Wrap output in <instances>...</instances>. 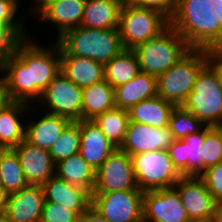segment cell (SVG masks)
I'll return each instance as SVG.
<instances>
[{
    "instance_id": "6da1fadb",
    "label": "cell",
    "mask_w": 222,
    "mask_h": 222,
    "mask_svg": "<svg viewBox=\"0 0 222 222\" xmlns=\"http://www.w3.org/2000/svg\"><path fill=\"white\" fill-rule=\"evenodd\" d=\"M30 38H25L18 45L16 53L2 69L11 100L32 105L61 72V57L57 42L51 48H45L37 41H30Z\"/></svg>"
},
{
    "instance_id": "7a4b0ae2",
    "label": "cell",
    "mask_w": 222,
    "mask_h": 222,
    "mask_svg": "<svg viewBox=\"0 0 222 222\" xmlns=\"http://www.w3.org/2000/svg\"><path fill=\"white\" fill-rule=\"evenodd\" d=\"M210 0H177L170 26L194 49L222 47V29Z\"/></svg>"
},
{
    "instance_id": "3957f363",
    "label": "cell",
    "mask_w": 222,
    "mask_h": 222,
    "mask_svg": "<svg viewBox=\"0 0 222 222\" xmlns=\"http://www.w3.org/2000/svg\"><path fill=\"white\" fill-rule=\"evenodd\" d=\"M60 55L86 57L104 65L123 49L118 28L95 29L75 27L56 39Z\"/></svg>"
},
{
    "instance_id": "277c9868",
    "label": "cell",
    "mask_w": 222,
    "mask_h": 222,
    "mask_svg": "<svg viewBox=\"0 0 222 222\" xmlns=\"http://www.w3.org/2000/svg\"><path fill=\"white\" fill-rule=\"evenodd\" d=\"M190 49L186 40L169 25L158 36L140 44L133 51L137 56L140 72L158 77Z\"/></svg>"
},
{
    "instance_id": "5b68a950",
    "label": "cell",
    "mask_w": 222,
    "mask_h": 222,
    "mask_svg": "<svg viewBox=\"0 0 222 222\" xmlns=\"http://www.w3.org/2000/svg\"><path fill=\"white\" fill-rule=\"evenodd\" d=\"M206 64L205 49L191 48L176 64L157 77V96L176 106L182 105Z\"/></svg>"
},
{
    "instance_id": "8992f818",
    "label": "cell",
    "mask_w": 222,
    "mask_h": 222,
    "mask_svg": "<svg viewBox=\"0 0 222 222\" xmlns=\"http://www.w3.org/2000/svg\"><path fill=\"white\" fill-rule=\"evenodd\" d=\"M182 106L203 125L222 126V85L208 63L200 70L192 91Z\"/></svg>"
},
{
    "instance_id": "52a82bcc",
    "label": "cell",
    "mask_w": 222,
    "mask_h": 222,
    "mask_svg": "<svg viewBox=\"0 0 222 222\" xmlns=\"http://www.w3.org/2000/svg\"><path fill=\"white\" fill-rule=\"evenodd\" d=\"M170 21L156 10L123 3L118 30L124 49H135L162 33Z\"/></svg>"
},
{
    "instance_id": "ba28073f",
    "label": "cell",
    "mask_w": 222,
    "mask_h": 222,
    "mask_svg": "<svg viewBox=\"0 0 222 222\" xmlns=\"http://www.w3.org/2000/svg\"><path fill=\"white\" fill-rule=\"evenodd\" d=\"M138 188L142 191L173 187L182 174L173 165L167 150L131 156Z\"/></svg>"
},
{
    "instance_id": "9c48e42d",
    "label": "cell",
    "mask_w": 222,
    "mask_h": 222,
    "mask_svg": "<svg viewBox=\"0 0 222 222\" xmlns=\"http://www.w3.org/2000/svg\"><path fill=\"white\" fill-rule=\"evenodd\" d=\"M143 194L140 189L92 193L91 206L109 222H143Z\"/></svg>"
},
{
    "instance_id": "30bf717a",
    "label": "cell",
    "mask_w": 222,
    "mask_h": 222,
    "mask_svg": "<svg viewBox=\"0 0 222 222\" xmlns=\"http://www.w3.org/2000/svg\"><path fill=\"white\" fill-rule=\"evenodd\" d=\"M82 93V88L60 72L48 84L37 102L44 105L46 110H42L45 112L79 121L82 120Z\"/></svg>"
},
{
    "instance_id": "8fae6325",
    "label": "cell",
    "mask_w": 222,
    "mask_h": 222,
    "mask_svg": "<svg viewBox=\"0 0 222 222\" xmlns=\"http://www.w3.org/2000/svg\"><path fill=\"white\" fill-rule=\"evenodd\" d=\"M139 189L131 156L115 150L96 171V183L92 193H107Z\"/></svg>"
},
{
    "instance_id": "7c38bea8",
    "label": "cell",
    "mask_w": 222,
    "mask_h": 222,
    "mask_svg": "<svg viewBox=\"0 0 222 222\" xmlns=\"http://www.w3.org/2000/svg\"><path fill=\"white\" fill-rule=\"evenodd\" d=\"M189 217L174 187L144 191L143 222H188Z\"/></svg>"
},
{
    "instance_id": "4fadbf2b",
    "label": "cell",
    "mask_w": 222,
    "mask_h": 222,
    "mask_svg": "<svg viewBox=\"0 0 222 222\" xmlns=\"http://www.w3.org/2000/svg\"><path fill=\"white\" fill-rule=\"evenodd\" d=\"M174 140L168 126L156 128L143 123L129 121L124 143L119 149L132 156L142 152L167 150Z\"/></svg>"
},
{
    "instance_id": "5bb4252c",
    "label": "cell",
    "mask_w": 222,
    "mask_h": 222,
    "mask_svg": "<svg viewBox=\"0 0 222 222\" xmlns=\"http://www.w3.org/2000/svg\"><path fill=\"white\" fill-rule=\"evenodd\" d=\"M173 187L177 190L189 219L211 217L219 207L199 176H182Z\"/></svg>"
},
{
    "instance_id": "9a60e30c",
    "label": "cell",
    "mask_w": 222,
    "mask_h": 222,
    "mask_svg": "<svg viewBox=\"0 0 222 222\" xmlns=\"http://www.w3.org/2000/svg\"><path fill=\"white\" fill-rule=\"evenodd\" d=\"M206 136V126L184 139L174 140L167 149L169 157L182 176H200L203 173L201 148Z\"/></svg>"
},
{
    "instance_id": "2e32d148",
    "label": "cell",
    "mask_w": 222,
    "mask_h": 222,
    "mask_svg": "<svg viewBox=\"0 0 222 222\" xmlns=\"http://www.w3.org/2000/svg\"><path fill=\"white\" fill-rule=\"evenodd\" d=\"M17 155L24 177L29 185H43L55 176V163L49 150L31 145L23 140L13 148Z\"/></svg>"
},
{
    "instance_id": "e0dca14e",
    "label": "cell",
    "mask_w": 222,
    "mask_h": 222,
    "mask_svg": "<svg viewBox=\"0 0 222 222\" xmlns=\"http://www.w3.org/2000/svg\"><path fill=\"white\" fill-rule=\"evenodd\" d=\"M44 201L42 185H28L8 195L5 214L12 222H39Z\"/></svg>"
},
{
    "instance_id": "ac0fdd59",
    "label": "cell",
    "mask_w": 222,
    "mask_h": 222,
    "mask_svg": "<svg viewBox=\"0 0 222 222\" xmlns=\"http://www.w3.org/2000/svg\"><path fill=\"white\" fill-rule=\"evenodd\" d=\"M82 158L97 171L116 148L92 120H80Z\"/></svg>"
},
{
    "instance_id": "d6986e66",
    "label": "cell",
    "mask_w": 222,
    "mask_h": 222,
    "mask_svg": "<svg viewBox=\"0 0 222 222\" xmlns=\"http://www.w3.org/2000/svg\"><path fill=\"white\" fill-rule=\"evenodd\" d=\"M45 200L76 211L80 216L91 206L92 193L53 176L42 185Z\"/></svg>"
},
{
    "instance_id": "ffe728a7",
    "label": "cell",
    "mask_w": 222,
    "mask_h": 222,
    "mask_svg": "<svg viewBox=\"0 0 222 222\" xmlns=\"http://www.w3.org/2000/svg\"><path fill=\"white\" fill-rule=\"evenodd\" d=\"M85 4L86 0H56L37 16L40 22H52L57 26L58 39L66 31L81 25Z\"/></svg>"
},
{
    "instance_id": "44dd1931",
    "label": "cell",
    "mask_w": 222,
    "mask_h": 222,
    "mask_svg": "<svg viewBox=\"0 0 222 222\" xmlns=\"http://www.w3.org/2000/svg\"><path fill=\"white\" fill-rule=\"evenodd\" d=\"M39 118L25 123L28 124L25 126V140L33 146L50 150L72 120L48 112Z\"/></svg>"
},
{
    "instance_id": "7402d4cb",
    "label": "cell",
    "mask_w": 222,
    "mask_h": 222,
    "mask_svg": "<svg viewBox=\"0 0 222 222\" xmlns=\"http://www.w3.org/2000/svg\"><path fill=\"white\" fill-rule=\"evenodd\" d=\"M60 57L61 72L82 89L105 79L103 63L73 55H60Z\"/></svg>"
},
{
    "instance_id": "603a6c76",
    "label": "cell",
    "mask_w": 222,
    "mask_h": 222,
    "mask_svg": "<svg viewBox=\"0 0 222 222\" xmlns=\"http://www.w3.org/2000/svg\"><path fill=\"white\" fill-rule=\"evenodd\" d=\"M115 107L129 110L138 102L157 96V77L140 72L127 83L114 88Z\"/></svg>"
},
{
    "instance_id": "cb8c5ba5",
    "label": "cell",
    "mask_w": 222,
    "mask_h": 222,
    "mask_svg": "<svg viewBox=\"0 0 222 222\" xmlns=\"http://www.w3.org/2000/svg\"><path fill=\"white\" fill-rule=\"evenodd\" d=\"M29 107L28 103L13 101L0 110V149L14 148L25 140L26 124L20 117Z\"/></svg>"
},
{
    "instance_id": "d4e9b609",
    "label": "cell",
    "mask_w": 222,
    "mask_h": 222,
    "mask_svg": "<svg viewBox=\"0 0 222 222\" xmlns=\"http://www.w3.org/2000/svg\"><path fill=\"white\" fill-rule=\"evenodd\" d=\"M123 0H86L81 27L118 28Z\"/></svg>"
},
{
    "instance_id": "484cf974",
    "label": "cell",
    "mask_w": 222,
    "mask_h": 222,
    "mask_svg": "<svg viewBox=\"0 0 222 222\" xmlns=\"http://www.w3.org/2000/svg\"><path fill=\"white\" fill-rule=\"evenodd\" d=\"M176 105L159 96L143 100L127 110L130 121L143 123L156 128L169 124L172 110Z\"/></svg>"
},
{
    "instance_id": "4316f807",
    "label": "cell",
    "mask_w": 222,
    "mask_h": 222,
    "mask_svg": "<svg viewBox=\"0 0 222 222\" xmlns=\"http://www.w3.org/2000/svg\"><path fill=\"white\" fill-rule=\"evenodd\" d=\"M55 176L71 185L89 190L91 193L96 183V171L79 153L56 163Z\"/></svg>"
},
{
    "instance_id": "83f0119b",
    "label": "cell",
    "mask_w": 222,
    "mask_h": 222,
    "mask_svg": "<svg viewBox=\"0 0 222 222\" xmlns=\"http://www.w3.org/2000/svg\"><path fill=\"white\" fill-rule=\"evenodd\" d=\"M115 108L114 87L105 79L83 88L82 120H92L97 115Z\"/></svg>"
},
{
    "instance_id": "f1b7e54d",
    "label": "cell",
    "mask_w": 222,
    "mask_h": 222,
    "mask_svg": "<svg viewBox=\"0 0 222 222\" xmlns=\"http://www.w3.org/2000/svg\"><path fill=\"white\" fill-rule=\"evenodd\" d=\"M105 80L114 88L129 82L140 73L136 54L131 49H123L104 65Z\"/></svg>"
},
{
    "instance_id": "f546056e",
    "label": "cell",
    "mask_w": 222,
    "mask_h": 222,
    "mask_svg": "<svg viewBox=\"0 0 222 222\" xmlns=\"http://www.w3.org/2000/svg\"><path fill=\"white\" fill-rule=\"evenodd\" d=\"M92 121L116 148L121 147L130 121L126 110L115 107L97 115Z\"/></svg>"
},
{
    "instance_id": "4dcf8cb0",
    "label": "cell",
    "mask_w": 222,
    "mask_h": 222,
    "mask_svg": "<svg viewBox=\"0 0 222 222\" xmlns=\"http://www.w3.org/2000/svg\"><path fill=\"white\" fill-rule=\"evenodd\" d=\"M0 178L3 191L8 195L29 185L24 177L18 155L13 148L0 149Z\"/></svg>"
},
{
    "instance_id": "1f68e13d",
    "label": "cell",
    "mask_w": 222,
    "mask_h": 222,
    "mask_svg": "<svg viewBox=\"0 0 222 222\" xmlns=\"http://www.w3.org/2000/svg\"><path fill=\"white\" fill-rule=\"evenodd\" d=\"M80 141V120L72 121L49 150L54 163L79 153Z\"/></svg>"
},
{
    "instance_id": "d6a6232c",
    "label": "cell",
    "mask_w": 222,
    "mask_h": 222,
    "mask_svg": "<svg viewBox=\"0 0 222 222\" xmlns=\"http://www.w3.org/2000/svg\"><path fill=\"white\" fill-rule=\"evenodd\" d=\"M168 127L175 140L184 139L189 134L197 133L204 125L182 105L172 110Z\"/></svg>"
},
{
    "instance_id": "836d02e7",
    "label": "cell",
    "mask_w": 222,
    "mask_h": 222,
    "mask_svg": "<svg viewBox=\"0 0 222 222\" xmlns=\"http://www.w3.org/2000/svg\"><path fill=\"white\" fill-rule=\"evenodd\" d=\"M203 172L222 162V126H206V136L201 148Z\"/></svg>"
},
{
    "instance_id": "e575fe53",
    "label": "cell",
    "mask_w": 222,
    "mask_h": 222,
    "mask_svg": "<svg viewBox=\"0 0 222 222\" xmlns=\"http://www.w3.org/2000/svg\"><path fill=\"white\" fill-rule=\"evenodd\" d=\"M25 27H10L0 24V66L16 53L18 45L27 37Z\"/></svg>"
},
{
    "instance_id": "d590c367",
    "label": "cell",
    "mask_w": 222,
    "mask_h": 222,
    "mask_svg": "<svg viewBox=\"0 0 222 222\" xmlns=\"http://www.w3.org/2000/svg\"><path fill=\"white\" fill-rule=\"evenodd\" d=\"M80 215L58 203L44 201L41 222H78Z\"/></svg>"
},
{
    "instance_id": "8d00e7d4",
    "label": "cell",
    "mask_w": 222,
    "mask_h": 222,
    "mask_svg": "<svg viewBox=\"0 0 222 222\" xmlns=\"http://www.w3.org/2000/svg\"><path fill=\"white\" fill-rule=\"evenodd\" d=\"M199 177L205 182L214 201L222 206V162L206 169Z\"/></svg>"
},
{
    "instance_id": "74e56055",
    "label": "cell",
    "mask_w": 222,
    "mask_h": 222,
    "mask_svg": "<svg viewBox=\"0 0 222 222\" xmlns=\"http://www.w3.org/2000/svg\"><path fill=\"white\" fill-rule=\"evenodd\" d=\"M123 3L156 10L169 21L173 18L177 6V0H123Z\"/></svg>"
},
{
    "instance_id": "f35d334b",
    "label": "cell",
    "mask_w": 222,
    "mask_h": 222,
    "mask_svg": "<svg viewBox=\"0 0 222 222\" xmlns=\"http://www.w3.org/2000/svg\"><path fill=\"white\" fill-rule=\"evenodd\" d=\"M19 7L11 0H0V24L9 25L10 27H24L21 19H15Z\"/></svg>"
},
{
    "instance_id": "ab89813d",
    "label": "cell",
    "mask_w": 222,
    "mask_h": 222,
    "mask_svg": "<svg viewBox=\"0 0 222 222\" xmlns=\"http://www.w3.org/2000/svg\"><path fill=\"white\" fill-rule=\"evenodd\" d=\"M207 63L216 72L217 77L222 85V47L205 49Z\"/></svg>"
},
{
    "instance_id": "60d3db41",
    "label": "cell",
    "mask_w": 222,
    "mask_h": 222,
    "mask_svg": "<svg viewBox=\"0 0 222 222\" xmlns=\"http://www.w3.org/2000/svg\"><path fill=\"white\" fill-rule=\"evenodd\" d=\"M4 73L2 66H0V75ZM13 101L10 98L8 87L6 83L5 74L0 77V110L7 107Z\"/></svg>"
},
{
    "instance_id": "b9f144b4",
    "label": "cell",
    "mask_w": 222,
    "mask_h": 222,
    "mask_svg": "<svg viewBox=\"0 0 222 222\" xmlns=\"http://www.w3.org/2000/svg\"><path fill=\"white\" fill-rule=\"evenodd\" d=\"M78 222H109L96 209L90 206L79 218Z\"/></svg>"
},
{
    "instance_id": "7bdbcfd3",
    "label": "cell",
    "mask_w": 222,
    "mask_h": 222,
    "mask_svg": "<svg viewBox=\"0 0 222 222\" xmlns=\"http://www.w3.org/2000/svg\"><path fill=\"white\" fill-rule=\"evenodd\" d=\"M35 2V6H34V10L32 9L31 12L32 14H34L35 16H37L48 4H50L53 1L56 0H34Z\"/></svg>"
},
{
    "instance_id": "ee69618b",
    "label": "cell",
    "mask_w": 222,
    "mask_h": 222,
    "mask_svg": "<svg viewBox=\"0 0 222 222\" xmlns=\"http://www.w3.org/2000/svg\"><path fill=\"white\" fill-rule=\"evenodd\" d=\"M7 201H8V194L4 191H0V215L6 213Z\"/></svg>"
},
{
    "instance_id": "f6af8a7d",
    "label": "cell",
    "mask_w": 222,
    "mask_h": 222,
    "mask_svg": "<svg viewBox=\"0 0 222 222\" xmlns=\"http://www.w3.org/2000/svg\"><path fill=\"white\" fill-rule=\"evenodd\" d=\"M211 222H222V206H219L210 217Z\"/></svg>"
},
{
    "instance_id": "bcb514c9",
    "label": "cell",
    "mask_w": 222,
    "mask_h": 222,
    "mask_svg": "<svg viewBox=\"0 0 222 222\" xmlns=\"http://www.w3.org/2000/svg\"><path fill=\"white\" fill-rule=\"evenodd\" d=\"M214 12L218 17V20L220 22V27L222 29V4H213Z\"/></svg>"
},
{
    "instance_id": "7dc6e473",
    "label": "cell",
    "mask_w": 222,
    "mask_h": 222,
    "mask_svg": "<svg viewBox=\"0 0 222 222\" xmlns=\"http://www.w3.org/2000/svg\"><path fill=\"white\" fill-rule=\"evenodd\" d=\"M188 222H211L210 217L189 219Z\"/></svg>"
},
{
    "instance_id": "c3c4849f",
    "label": "cell",
    "mask_w": 222,
    "mask_h": 222,
    "mask_svg": "<svg viewBox=\"0 0 222 222\" xmlns=\"http://www.w3.org/2000/svg\"><path fill=\"white\" fill-rule=\"evenodd\" d=\"M0 222H12L6 214L0 215Z\"/></svg>"
},
{
    "instance_id": "681fc988",
    "label": "cell",
    "mask_w": 222,
    "mask_h": 222,
    "mask_svg": "<svg viewBox=\"0 0 222 222\" xmlns=\"http://www.w3.org/2000/svg\"><path fill=\"white\" fill-rule=\"evenodd\" d=\"M213 4H222V0H210Z\"/></svg>"
},
{
    "instance_id": "f907efd6",
    "label": "cell",
    "mask_w": 222,
    "mask_h": 222,
    "mask_svg": "<svg viewBox=\"0 0 222 222\" xmlns=\"http://www.w3.org/2000/svg\"><path fill=\"white\" fill-rule=\"evenodd\" d=\"M0 191H3V185H2L1 178H0Z\"/></svg>"
},
{
    "instance_id": "816d5d0a",
    "label": "cell",
    "mask_w": 222,
    "mask_h": 222,
    "mask_svg": "<svg viewBox=\"0 0 222 222\" xmlns=\"http://www.w3.org/2000/svg\"><path fill=\"white\" fill-rule=\"evenodd\" d=\"M11 1H13L19 7L18 0H11Z\"/></svg>"
}]
</instances>
